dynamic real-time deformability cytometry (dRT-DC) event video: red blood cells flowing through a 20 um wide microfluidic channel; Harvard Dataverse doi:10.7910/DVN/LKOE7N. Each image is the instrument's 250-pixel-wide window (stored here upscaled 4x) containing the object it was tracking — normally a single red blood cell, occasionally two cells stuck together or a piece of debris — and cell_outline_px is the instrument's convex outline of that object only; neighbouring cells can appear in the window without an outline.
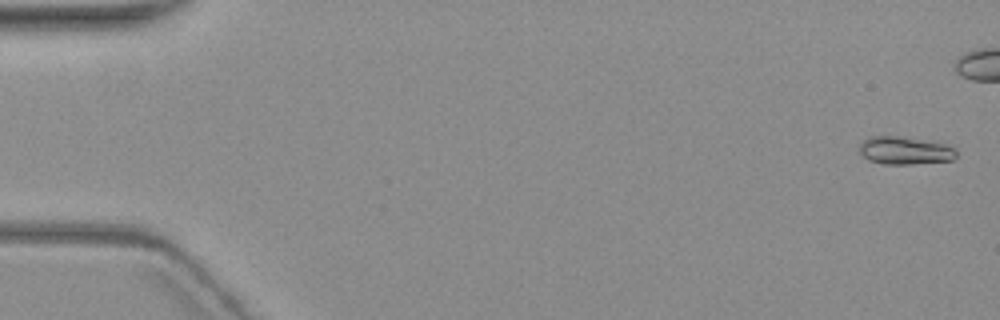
{"species": "common noctule bat (a hibernating species)", "species_latin": "Nyctalus noctula", "temperature_condition": "warm", "stored_images_in_passage": 6, "camera_frame_rate_fps": 3000, "um_per_image_px": 0.085, "animal": {"sex": "female", "body_mass_g": 19.3, "forearm_length_mm": 54.1}, "frame": {"image": 1, "passage_image": 1, "time_ms": 0.0, "image_size_px": [1000, 320], "cell_outline_px": [[956, 156], [952, 160], [912, 164], [884, 164], [868, 160], [860, 152], [860, 144], [868, 136], [900, 136], [944, 144], [952, 148], [956, 152]], "centroid_in_image_um": [76.87, 12.8], "position_along_channel_um": 8.1, "area_um2": 15.49}}